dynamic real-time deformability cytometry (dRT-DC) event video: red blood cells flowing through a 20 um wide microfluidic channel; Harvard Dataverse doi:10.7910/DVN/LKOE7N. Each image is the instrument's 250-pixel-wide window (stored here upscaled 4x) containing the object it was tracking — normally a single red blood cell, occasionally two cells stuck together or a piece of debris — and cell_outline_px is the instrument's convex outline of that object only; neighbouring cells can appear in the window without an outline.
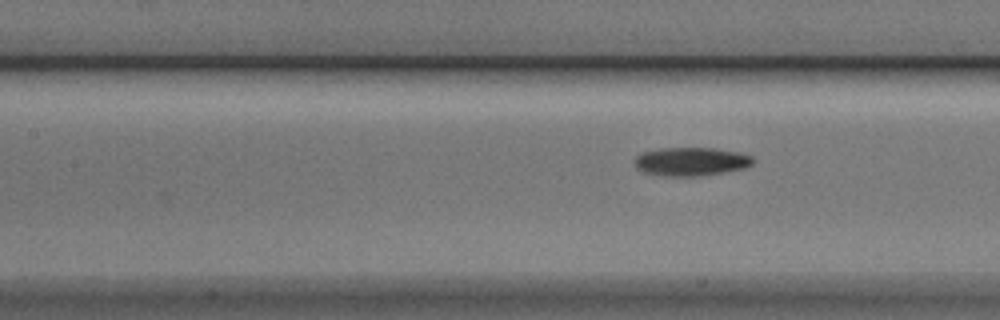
{"species": "Egyptian fruit bat (a non-hibernating species)", "species_latin": "Rousettus aegyptiacus", "temperature_condition": "cold", "stored_images_in_passage": 7, "camera_frame_rate_fps": 3000, "um_per_image_px": 0.085, "animal": {"sex": "male"}, "frame": {"image": 1, "passage_image": 7, "time_ms": 2.0, "image_size_px": [1000, 320], "cell_outline_px": [[752, 164], [744, 168], [724, 172], [696, 176], [664, 176], [644, 172], [636, 168], [632, 160], [640, 152], [660, 148], [716, 148], [740, 152], [752, 156]], "centroid_in_image_um": [58.68, 13.72], "position_along_channel_um": 148.7, "area_um2": 19.83}}